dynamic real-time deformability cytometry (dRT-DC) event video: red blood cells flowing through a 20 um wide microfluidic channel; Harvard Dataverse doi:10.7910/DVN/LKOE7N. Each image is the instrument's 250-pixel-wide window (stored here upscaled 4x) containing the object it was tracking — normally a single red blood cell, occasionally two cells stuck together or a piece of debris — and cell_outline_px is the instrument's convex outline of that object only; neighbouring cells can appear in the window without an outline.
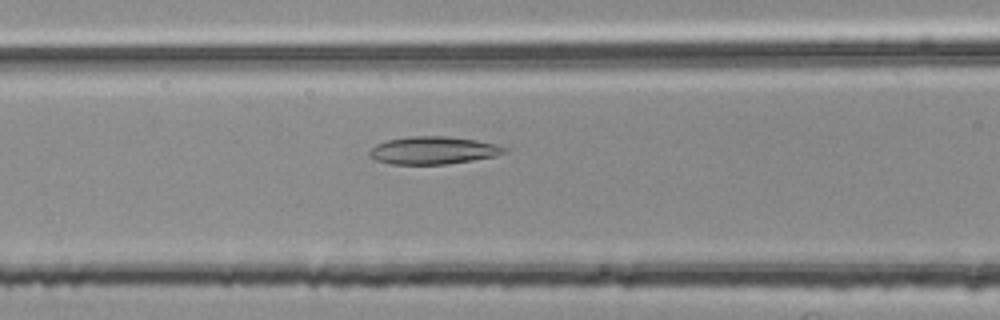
{"species": "common noctule bat (a hibernating species)", "species_latin": "Nyctalus noctula", "temperature_condition": "room temperature", "stored_images_in_passage": 37, "camera_frame_rate_fps": 3000, "um_per_image_px": 0.085, "animal": {"sex": "female", "body_mass_g": 25.1}, "frame": {"image": 1, "passage_image": 10, "time_ms": 3.0, "image_size_px": [1000, 320], "cell_outline_px": [[508, 152], [496, 156], [448, 164], [392, 164], [376, 160], [368, 156], [368, 152], [376, 144], [388, 140], [408, 136], [448, 136], [476, 140], [496, 144], [508, 148]], "centroid_in_image_um": [36.84, 12.78], "position_along_channel_um": 129.8, "area_um2": 21.85}}
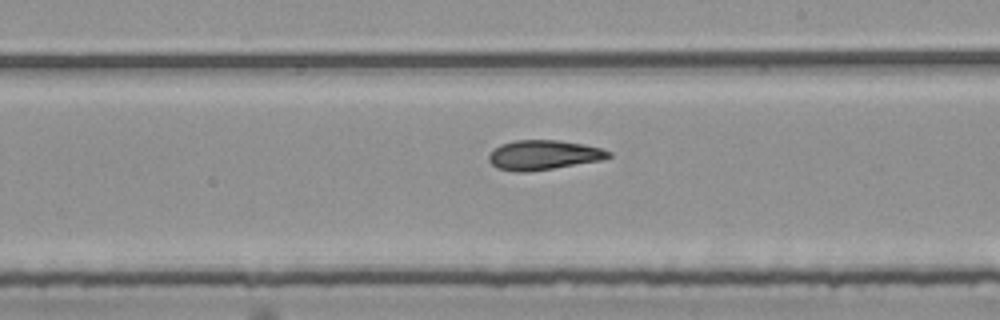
{"frame": {"image": 2, "passage_image": 19, "time_ms": 6.0, "image_size_px": [1000, 320], "cell_outline_px": [[612, 156], [604, 160], [528, 172], [516, 172], [496, 168], [488, 160], [488, 156], [500, 144], [516, 140], [560, 140], [584, 144], [600, 148], [612, 152]], "centroid_in_image_um": [46.23, 13.18], "position_along_channel_um": 242.8, "area_um2": 20.81}}
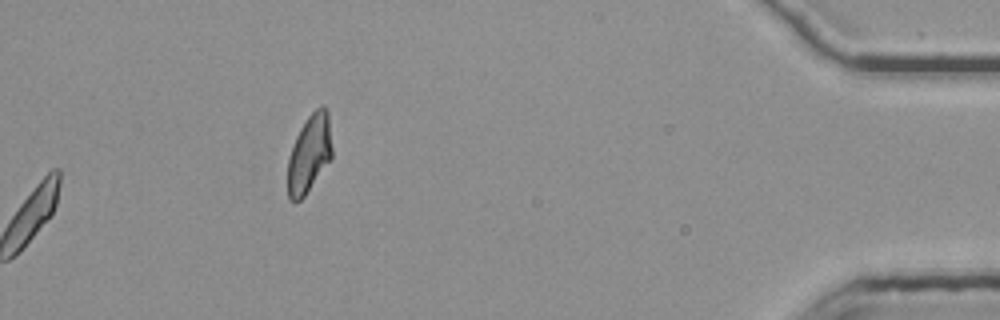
{"frame": {"image": 3, "passage_image": 37, "time_ms": 12.0, "image_size_px": [1000, 320], "cell_outline_px": [[332, 160], [304, 196], [300, 200], [288, 200], [288, 160], [296, 136], [300, 128], [308, 116], [320, 104], [324, 104], [328, 112], [332, 148]], "centroid_in_image_um": [26.32, 13.04], "position_along_channel_um": 408.9, "area_um2": 20.23}, "authors_computed_cell_mechanics": {"area_um2": 20.808, "velocity_mm_per_s": 3.7704, "shape_relaxation_time_tau1_ms": null, "shape_relaxation_time_tau2_ms": 3.9752, "deformation_change_tau1": null, "deformation_change_tau2": 0.1173}}